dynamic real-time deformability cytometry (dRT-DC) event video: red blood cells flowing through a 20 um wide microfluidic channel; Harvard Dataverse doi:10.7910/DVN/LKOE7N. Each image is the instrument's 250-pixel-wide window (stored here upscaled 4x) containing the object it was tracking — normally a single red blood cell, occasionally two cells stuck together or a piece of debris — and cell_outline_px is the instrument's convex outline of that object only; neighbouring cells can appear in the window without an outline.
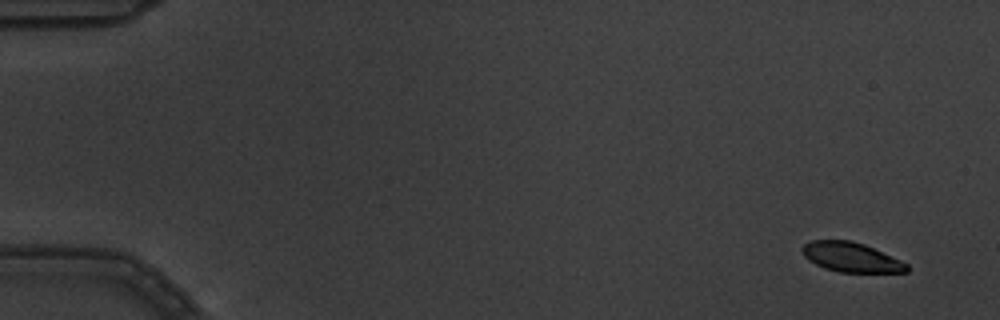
{"species": "common noctule bat (a hibernating species)", "species_latin": "Nyctalus noctula", "temperature_condition": "warm", "stored_images_in_passage": 4, "camera_frame_rate_fps": 3000, "um_per_image_px": 0.085, "animal": {"sex": "male", "body_mass_g": 19.5, "forearm_length_mm": 54.6}, "frame": {"image": 1, "passage_image": 1, "time_ms": 0.0, "image_size_px": [1000, 320], "cell_outline_px": [[908, 272], [840, 272], [824, 268], [808, 260], [804, 256], [800, 248], [804, 244], [812, 240], [852, 240], [864, 244], [900, 260], [908, 264]], "centroid_in_image_um": [72.31, 21.85], "position_along_channel_um": 12.7, "area_um2": 17.98}}